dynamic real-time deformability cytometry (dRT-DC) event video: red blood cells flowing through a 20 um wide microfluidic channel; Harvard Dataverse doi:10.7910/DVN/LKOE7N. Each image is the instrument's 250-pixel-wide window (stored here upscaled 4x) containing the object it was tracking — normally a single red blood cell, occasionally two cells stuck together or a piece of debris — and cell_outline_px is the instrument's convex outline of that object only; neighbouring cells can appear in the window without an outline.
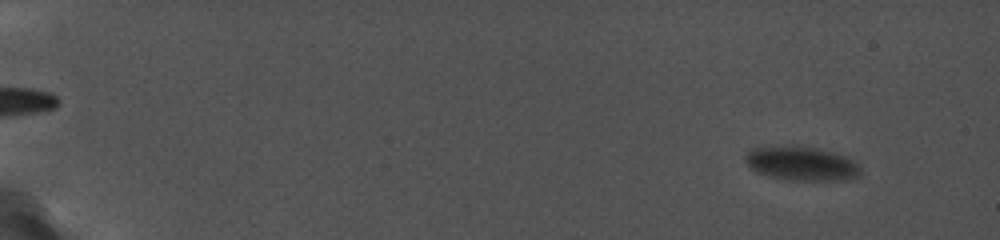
{"species": "common noctule bat (a hibernating species)", "species_latin": "Nyctalus noctula", "temperature_condition": "cold", "stored_images_in_passage": 33, "camera_frame_rate_fps": 5000, "um_per_image_px": 0.085, "animal": {"sex": "female", "body_mass_g": 19.0, "forearm_length_mm": 56.7}, "frame": {"image": 1, "passage_image": 3, "time_ms": 1.4, "image_size_px": [1000, 240], "cell_outline_px": [[860, 176], [844, 180], [788, 180], [768, 176], [756, 172], [748, 168], [744, 160], [744, 156], [748, 152], [756, 148], [812, 148], [844, 156], [852, 160], [860, 168]], "centroid_in_image_um": [68.1, 13.96], "position_along_channel_um": 16.9, "area_um2": 22.02}}
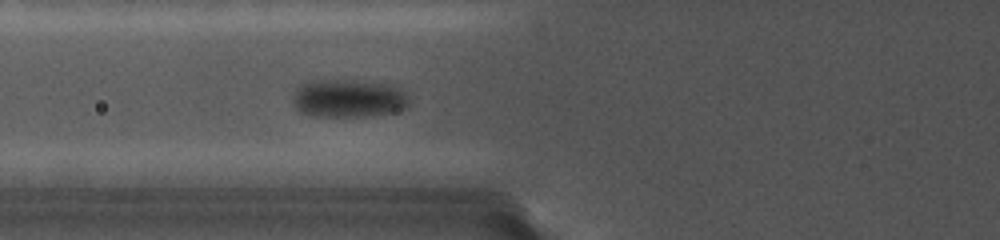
{"frame": {"image": 2, "passage_image": 14, "time_ms": 8.6, "image_size_px": [1000, 240], "cell_outline_px": [[408, 104], [404, 108], [392, 112], [372, 116], [312, 116], [300, 112], [296, 108], [292, 100], [292, 96], [300, 88], [308, 84], [328, 80], [356, 80], [380, 84], [400, 88], [408, 96]], "centroid_in_image_um": [29.64, 8.39], "position_along_channel_um": 96.2, "area_um2": 25.14}}
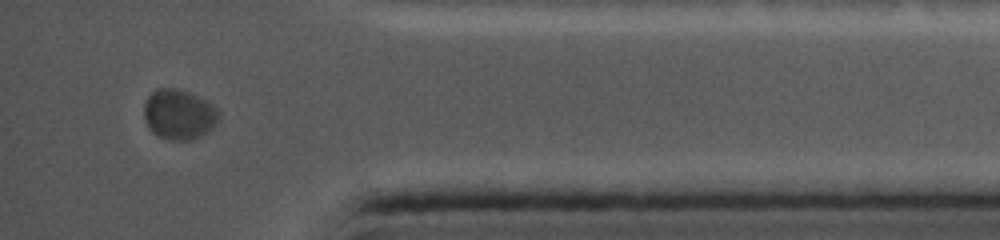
{"frame": {"image": 3, "passage_image": 30, "time_ms": 18.0, "image_size_px": [1000, 240], "cell_outline_px": [[220, 120], [208, 132], [192, 140], [168, 140], [152, 132], [148, 128], [144, 116], [144, 104], [148, 96], [156, 88], [176, 88], [188, 92], [212, 104], [220, 112]], "centroid_in_image_um": [15.22, 9.73], "position_along_channel_um": 420.0, "area_um2": 21.96}}